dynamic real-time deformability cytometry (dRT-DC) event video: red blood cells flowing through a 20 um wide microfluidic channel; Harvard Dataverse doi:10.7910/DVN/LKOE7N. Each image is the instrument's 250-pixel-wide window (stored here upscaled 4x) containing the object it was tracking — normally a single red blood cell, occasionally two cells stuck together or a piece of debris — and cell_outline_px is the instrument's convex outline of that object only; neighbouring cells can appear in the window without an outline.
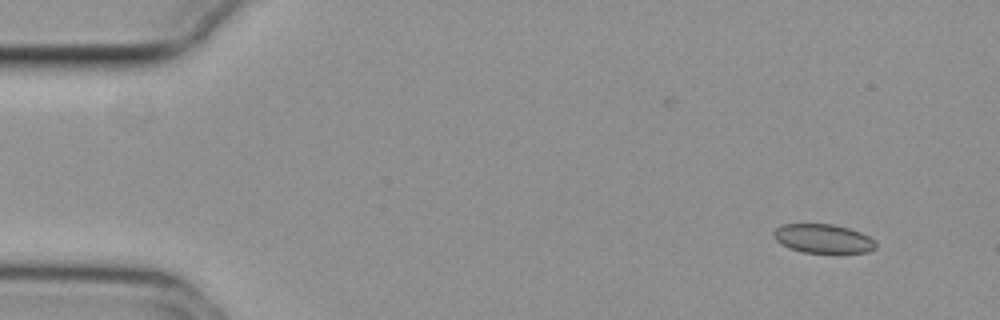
{"species": "common noctule bat (a hibernating species)", "species_latin": "Nyctalus noctula", "temperature_condition": "cold", "stored_images_in_passage": 52, "camera_frame_rate_fps": 3000, "um_per_image_px": 0.085, "animal": {"sex": "female", "body_mass_g": 29.2, "forearm_length_mm": 56.3}, "frame": {"image": 1, "passage_image": 1, "time_ms": 0.0, "image_size_px": [1000, 320], "cell_outline_px": [[876, 248], [868, 252], [804, 252], [788, 248], [780, 244], [772, 236], [772, 232], [780, 224], [832, 224], [848, 228], [860, 232], [876, 240]], "centroid_in_image_um": [69.93, 20.27], "position_along_channel_um": 15.1, "area_um2": 17.28}}
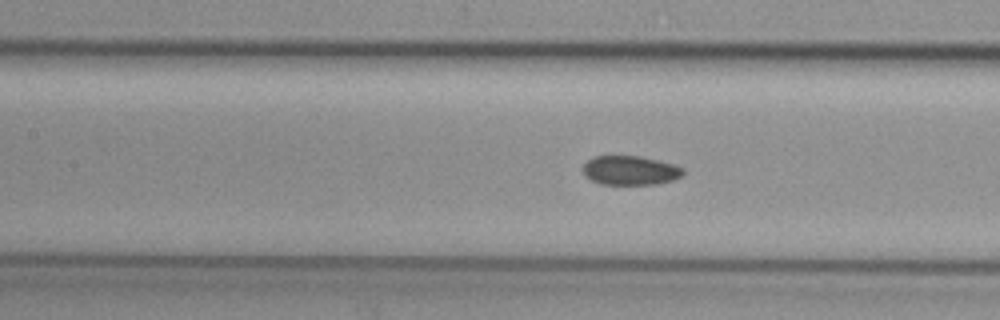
{"frame": {"image": 2, "passage_image": 21, "time_ms": 6.667, "image_size_px": [1000, 320], "cell_outline_px": [[684, 176], [672, 180], [656, 184], [600, 184], [584, 176], [584, 164], [592, 156], [640, 156], [672, 164], [684, 168]], "centroid_in_image_um": [53.58, 14.49], "position_along_channel_um": 153.8, "area_um2": 16.99}}
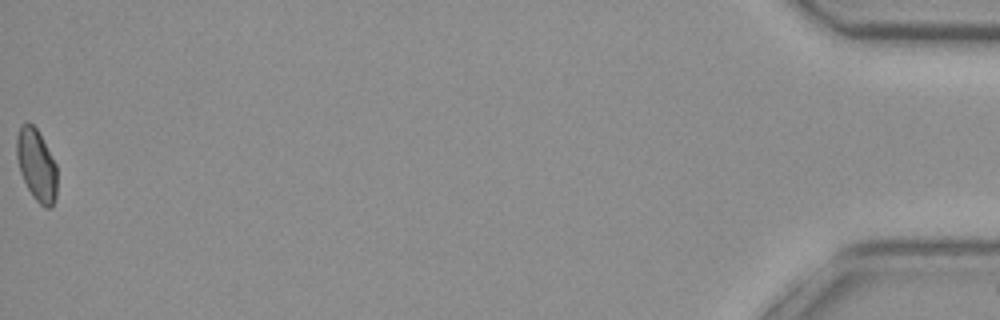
{"frame": {"image": 3, "passage_image": 52, "time_ms": 17.0, "image_size_px": [1000, 320], "cell_outline_px": [[56, 196], [52, 204], [48, 208], [44, 208], [32, 196], [20, 172], [16, 156], [16, 136], [20, 124], [32, 124], [36, 128], [56, 164]], "centroid_in_image_um": [3.08, 14.03], "position_along_channel_um": 432.1, "area_um2": 16.7}, "authors_computed_cell_mechanics": {"area_um2": 17.6579, "velocity_mm_per_s": 3.7346, "shape_relaxation_time_tau1_ms": null, "shape_relaxation_time_tau2_ms": 2.1524, "deformation_change_tau1": null, "deformation_change_tau2": 0.0622}}